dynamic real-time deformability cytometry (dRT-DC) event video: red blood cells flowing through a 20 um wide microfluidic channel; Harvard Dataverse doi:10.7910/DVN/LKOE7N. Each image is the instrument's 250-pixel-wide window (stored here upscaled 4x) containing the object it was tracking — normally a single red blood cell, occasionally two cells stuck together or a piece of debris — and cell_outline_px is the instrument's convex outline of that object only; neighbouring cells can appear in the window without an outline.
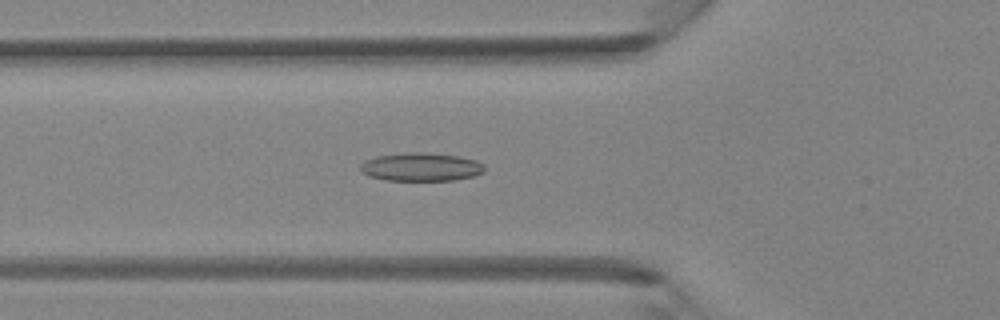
{"species": "Egyptian fruit bat (a non-hibernating species)", "species_latin": "Rousettus aegyptiacus", "temperature_condition": "room temperature", "stored_images_in_passage": 31, "camera_frame_rate_fps": 3000, "um_per_image_px": 0.085, "animal": {"sex": "female"}, "frame": {"image": 1, "passage_image": 3, "time_ms": 0.667, "image_size_px": [1000, 320], "cell_outline_px": [[484, 172], [472, 176], [452, 180], [388, 180], [368, 176], [360, 172], [360, 164], [364, 160], [376, 156], [416, 152], [424, 152], [460, 156], [476, 160], [484, 164]], "centroid_in_image_um": [35.77, 14.19], "position_along_channel_um": 90.0, "area_um2": 20.46}}
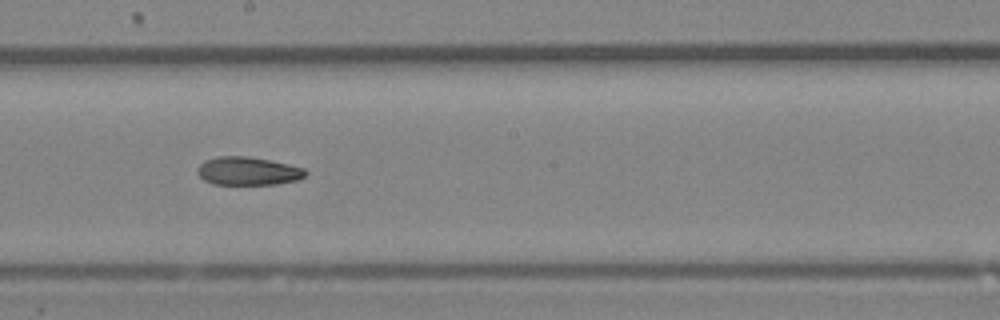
{"frame": {"image": 2, "passage_image": 12, "time_ms": 3.667, "image_size_px": [1000, 320], "cell_outline_px": [[308, 172], [300, 180], [276, 184], [212, 184], [204, 180], [196, 172], [196, 168], [200, 164], [208, 160], [220, 156], [248, 156], [288, 164], [304, 168]], "centroid_in_image_um": [21.09, 14.55], "position_along_channel_um": 227.1, "area_um2": 17.74}}
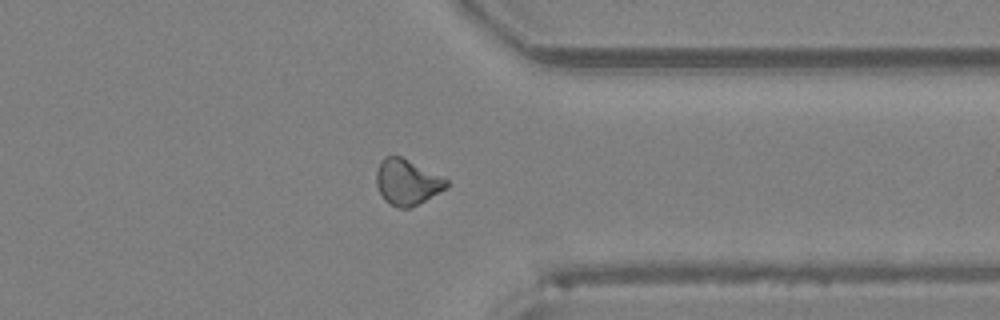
{"frame": {"image": 3, "passage_image": 22, "time_ms": 7.0, "image_size_px": [1000, 320], "cell_outline_px": [[448, 184], [444, 188], [424, 200], [408, 208], [400, 208], [388, 204], [384, 200], [376, 184], [376, 172], [380, 160], [384, 156], [400, 156], [448, 180]], "centroid_in_image_um": [34.53, 15.47], "position_along_channel_um": 376.9, "area_um2": 18.15}}